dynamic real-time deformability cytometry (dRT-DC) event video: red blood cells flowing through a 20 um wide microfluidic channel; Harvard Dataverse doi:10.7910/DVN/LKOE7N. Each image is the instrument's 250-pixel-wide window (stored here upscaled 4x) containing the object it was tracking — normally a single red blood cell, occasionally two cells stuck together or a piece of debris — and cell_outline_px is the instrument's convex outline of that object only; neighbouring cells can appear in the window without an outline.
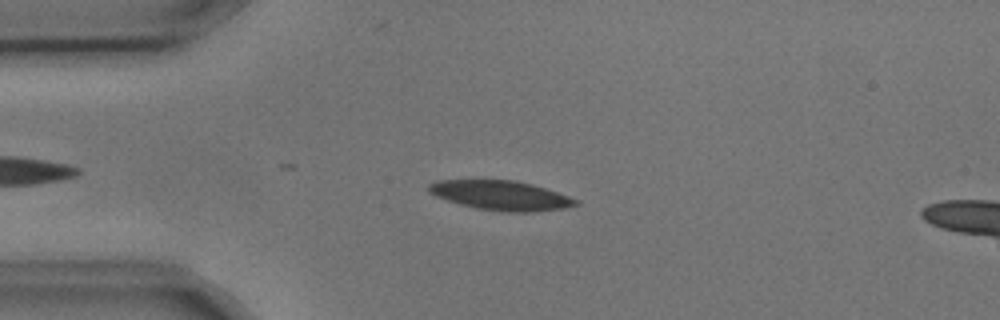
{"species": "common noctule bat (a hibernating species)", "species_latin": "Nyctalus noctula", "temperature_condition": "cold", "stored_images_in_passage": 4, "camera_frame_rate_fps": 3000, "um_per_image_px": 0.085, "animal": {"sex": "male", "body_mass_g": 17.9, "forearm_length_mm": 54.2}, "frame": {"image": 1, "passage_image": 3, "time_ms": 0.667, "image_size_px": [1000, 320], "cell_outline_px": [[580, 204], [564, 208], [528, 212], [504, 212], [476, 208], [460, 204], [436, 196], [428, 192], [428, 184], [436, 180], [516, 180], [532, 184], [580, 200]], "centroid_in_image_um": [42.57, 16.61], "position_along_channel_um": 42.4, "area_um2": 25.2}}